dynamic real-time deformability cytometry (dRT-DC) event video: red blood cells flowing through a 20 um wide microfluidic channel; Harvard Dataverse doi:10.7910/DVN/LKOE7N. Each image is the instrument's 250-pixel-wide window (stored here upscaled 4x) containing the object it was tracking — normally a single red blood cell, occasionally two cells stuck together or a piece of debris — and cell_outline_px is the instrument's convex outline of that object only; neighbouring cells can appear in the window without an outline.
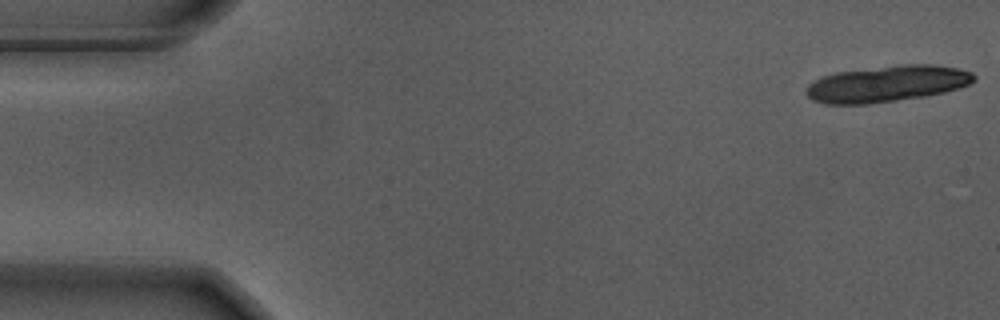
{"species": "Egyptian fruit bat (a non-hibernating species)", "species_latin": "Rousettus aegyptiacus", "temperature_condition": "warm", "stored_images_in_passage": 18, "camera_frame_rate_fps": 3000, "um_per_image_px": 0.085, "animal": {"sex": "male"}, "frame": {"image": 1, "passage_image": 1, "time_ms": 0.0, "image_size_px": [1000, 320], "cell_outline_px": [[976, 80], [968, 84], [944, 92], [924, 96], [868, 104], [824, 104], [812, 100], [804, 92], [804, 88], [808, 84], [824, 76], [836, 72], [904, 64], [932, 64], [956, 68], [972, 72], [976, 76]], "centroid_in_image_um": [75.36, 7.12], "position_along_channel_um": 9.6, "area_um2": 35.32}}